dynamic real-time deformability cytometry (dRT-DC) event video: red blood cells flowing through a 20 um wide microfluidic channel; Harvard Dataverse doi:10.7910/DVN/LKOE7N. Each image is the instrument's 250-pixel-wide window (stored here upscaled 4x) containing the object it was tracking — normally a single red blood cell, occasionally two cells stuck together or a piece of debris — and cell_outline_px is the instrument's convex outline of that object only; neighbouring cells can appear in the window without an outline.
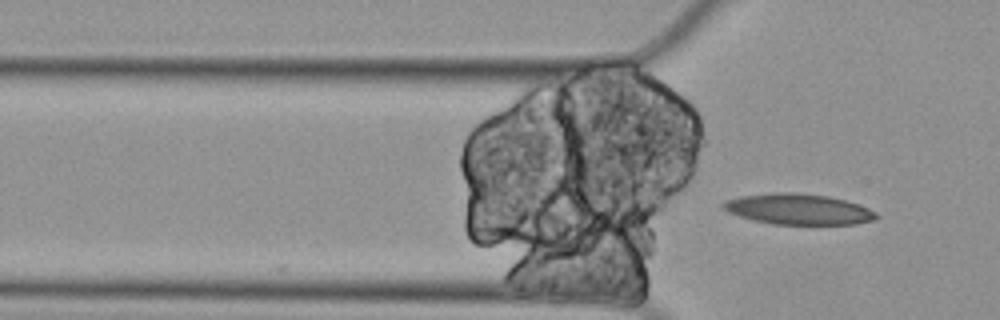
{"species": "Egyptian fruit bat (a non-hibernating species)", "species_latin": "Rousettus aegyptiacus", "temperature_condition": "cold", "stored_images_in_passage": 4, "camera_frame_rate_fps": 3000, "um_per_image_px": 0.085, "animal": {"sex": "female"}, "frame": {"image": 1, "passage_image": 4, "time_ms": 1.0, "image_size_px": [1000, 320], "cell_outline_px": [[880, 216], [872, 220], [856, 224], [772, 224], [740, 216], [728, 212], [720, 204], [724, 200], [740, 196], [772, 192], [792, 192], [828, 196], [844, 200], [868, 208], [876, 212]], "centroid_in_image_um": [67.84, 17.77], "position_along_channel_um": 58.0, "area_um2": 27.28}}